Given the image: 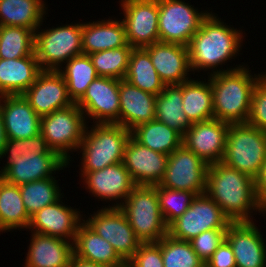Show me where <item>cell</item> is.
<instances>
[{"mask_svg":"<svg viewBox=\"0 0 266 267\" xmlns=\"http://www.w3.org/2000/svg\"><path fill=\"white\" fill-rule=\"evenodd\" d=\"M119 208L142 243H156L168 234L160 211L157 185H136Z\"/></svg>","mask_w":266,"mask_h":267,"instance_id":"obj_6","label":"cell"},{"mask_svg":"<svg viewBox=\"0 0 266 267\" xmlns=\"http://www.w3.org/2000/svg\"><path fill=\"white\" fill-rule=\"evenodd\" d=\"M247 123L266 132V73L258 80L253 90Z\"/></svg>","mask_w":266,"mask_h":267,"instance_id":"obj_43","label":"cell"},{"mask_svg":"<svg viewBox=\"0 0 266 267\" xmlns=\"http://www.w3.org/2000/svg\"><path fill=\"white\" fill-rule=\"evenodd\" d=\"M42 72L35 52L16 59H0V96L22 95Z\"/></svg>","mask_w":266,"mask_h":267,"instance_id":"obj_27","label":"cell"},{"mask_svg":"<svg viewBox=\"0 0 266 267\" xmlns=\"http://www.w3.org/2000/svg\"><path fill=\"white\" fill-rule=\"evenodd\" d=\"M266 159V132L249 123L230 124L222 162L255 179Z\"/></svg>","mask_w":266,"mask_h":267,"instance_id":"obj_7","label":"cell"},{"mask_svg":"<svg viewBox=\"0 0 266 267\" xmlns=\"http://www.w3.org/2000/svg\"><path fill=\"white\" fill-rule=\"evenodd\" d=\"M231 220L206 193L194 197L190 207L168 226V235L190 241L210 229H228Z\"/></svg>","mask_w":266,"mask_h":267,"instance_id":"obj_11","label":"cell"},{"mask_svg":"<svg viewBox=\"0 0 266 267\" xmlns=\"http://www.w3.org/2000/svg\"><path fill=\"white\" fill-rule=\"evenodd\" d=\"M0 166V177L17 186L32 181L55 177L60 170L69 168L68 162L59 154H26L25 156L6 157Z\"/></svg>","mask_w":266,"mask_h":267,"instance_id":"obj_16","label":"cell"},{"mask_svg":"<svg viewBox=\"0 0 266 267\" xmlns=\"http://www.w3.org/2000/svg\"><path fill=\"white\" fill-rule=\"evenodd\" d=\"M205 193L231 222H255L253 215L264 216L255 192V179L223 162L209 165Z\"/></svg>","mask_w":266,"mask_h":267,"instance_id":"obj_2","label":"cell"},{"mask_svg":"<svg viewBox=\"0 0 266 267\" xmlns=\"http://www.w3.org/2000/svg\"><path fill=\"white\" fill-rule=\"evenodd\" d=\"M255 192L259 204L266 208V159L261 166L258 176L255 178Z\"/></svg>","mask_w":266,"mask_h":267,"instance_id":"obj_46","label":"cell"},{"mask_svg":"<svg viewBox=\"0 0 266 267\" xmlns=\"http://www.w3.org/2000/svg\"><path fill=\"white\" fill-rule=\"evenodd\" d=\"M131 135L142 145L166 155L180 147L183 139L179 132L156 119L138 125Z\"/></svg>","mask_w":266,"mask_h":267,"instance_id":"obj_33","label":"cell"},{"mask_svg":"<svg viewBox=\"0 0 266 267\" xmlns=\"http://www.w3.org/2000/svg\"><path fill=\"white\" fill-rule=\"evenodd\" d=\"M29 153H35L36 155L58 154L50 149L45 138L39 133L28 139H7L0 156V161L5 157H21Z\"/></svg>","mask_w":266,"mask_h":267,"instance_id":"obj_41","label":"cell"},{"mask_svg":"<svg viewBox=\"0 0 266 267\" xmlns=\"http://www.w3.org/2000/svg\"><path fill=\"white\" fill-rule=\"evenodd\" d=\"M22 95L40 117L74 104L58 71H42Z\"/></svg>","mask_w":266,"mask_h":267,"instance_id":"obj_21","label":"cell"},{"mask_svg":"<svg viewBox=\"0 0 266 267\" xmlns=\"http://www.w3.org/2000/svg\"><path fill=\"white\" fill-rule=\"evenodd\" d=\"M131 131L119 124H87L77 149L81 153L78 172H93L123 162Z\"/></svg>","mask_w":266,"mask_h":267,"instance_id":"obj_4","label":"cell"},{"mask_svg":"<svg viewBox=\"0 0 266 267\" xmlns=\"http://www.w3.org/2000/svg\"><path fill=\"white\" fill-rule=\"evenodd\" d=\"M24 267H69L73 241L31 232Z\"/></svg>","mask_w":266,"mask_h":267,"instance_id":"obj_25","label":"cell"},{"mask_svg":"<svg viewBox=\"0 0 266 267\" xmlns=\"http://www.w3.org/2000/svg\"><path fill=\"white\" fill-rule=\"evenodd\" d=\"M227 229H210L202 232L189 242L197 256L206 263L217 250V248L226 240Z\"/></svg>","mask_w":266,"mask_h":267,"instance_id":"obj_42","label":"cell"},{"mask_svg":"<svg viewBox=\"0 0 266 267\" xmlns=\"http://www.w3.org/2000/svg\"><path fill=\"white\" fill-rule=\"evenodd\" d=\"M223 21L218 14L210 11L209 15L202 21L199 30L194 34L188 44L190 68L193 76L196 72L207 75L238 69L245 63L234 66L223 64L233 61L240 53L243 45V30L232 27ZM231 60V61H230ZM221 67V69H220ZM211 70V71H210Z\"/></svg>","mask_w":266,"mask_h":267,"instance_id":"obj_1","label":"cell"},{"mask_svg":"<svg viewBox=\"0 0 266 267\" xmlns=\"http://www.w3.org/2000/svg\"><path fill=\"white\" fill-rule=\"evenodd\" d=\"M130 46L126 40L125 26L121 18L112 17L105 20L87 21L82 28L83 54Z\"/></svg>","mask_w":266,"mask_h":267,"instance_id":"obj_26","label":"cell"},{"mask_svg":"<svg viewBox=\"0 0 266 267\" xmlns=\"http://www.w3.org/2000/svg\"><path fill=\"white\" fill-rule=\"evenodd\" d=\"M246 65L225 72L208 75L213 91L214 119L229 124L247 123L253 90L266 73H251Z\"/></svg>","mask_w":266,"mask_h":267,"instance_id":"obj_3","label":"cell"},{"mask_svg":"<svg viewBox=\"0 0 266 267\" xmlns=\"http://www.w3.org/2000/svg\"><path fill=\"white\" fill-rule=\"evenodd\" d=\"M256 222H232L226 240L235 256L237 267H266V239Z\"/></svg>","mask_w":266,"mask_h":267,"instance_id":"obj_20","label":"cell"},{"mask_svg":"<svg viewBox=\"0 0 266 267\" xmlns=\"http://www.w3.org/2000/svg\"><path fill=\"white\" fill-rule=\"evenodd\" d=\"M132 46H123L89 54L98 76L124 79L128 70Z\"/></svg>","mask_w":266,"mask_h":267,"instance_id":"obj_38","label":"cell"},{"mask_svg":"<svg viewBox=\"0 0 266 267\" xmlns=\"http://www.w3.org/2000/svg\"><path fill=\"white\" fill-rule=\"evenodd\" d=\"M58 72L66 81L69 97L76 103L98 77L89 55L81 54L65 63Z\"/></svg>","mask_w":266,"mask_h":267,"instance_id":"obj_35","label":"cell"},{"mask_svg":"<svg viewBox=\"0 0 266 267\" xmlns=\"http://www.w3.org/2000/svg\"><path fill=\"white\" fill-rule=\"evenodd\" d=\"M168 156L139 143L132 135L128 139L123 164L136 185H159L164 177Z\"/></svg>","mask_w":266,"mask_h":267,"instance_id":"obj_19","label":"cell"},{"mask_svg":"<svg viewBox=\"0 0 266 267\" xmlns=\"http://www.w3.org/2000/svg\"><path fill=\"white\" fill-rule=\"evenodd\" d=\"M127 265L129 267H164L161 239L156 243H142Z\"/></svg>","mask_w":266,"mask_h":267,"instance_id":"obj_44","label":"cell"},{"mask_svg":"<svg viewBox=\"0 0 266 267\" xmlns=\"http://www.w3.org/2000/svg\"><path fill=\"white\" fill-rule=\"evenodd\" d=\"M143 48L165 85H180L192 79L187 46L159 41Z\"/></svg>","mask_w":266,"mask_h":267,"instance_id":"obj_22","label":"cell"},{"mask_svg":"<svg viewBox=\"0 0 266 267\" xmlns=\"http://www.w3.org/2000/svg\"><path fill=\"white\" fill-rule=\"evenodd\" d=\"M101 206L83 216V222L97 235L109 242L117 254L127 263L138 250L142 242L137 238L127 217L119 207ZM86 218V219H85Z\"/></svg>","mask_w":266,"mask_h":267,"instance_id":"obj_10","label":"cell"},{"mask_svg":"<svg viewBox=\"0 0 266 267\" xmlns=\"http://www.w3.org/2000/svg\"><path fill=\"white\" fill-rule=\"evenodd\" d=\"M63 198L32 215L27 231L74 242L84 211L63 203Z\"/></svg>","mask_w":266,"mask_h":267,"instance_id":"obj_17","label":"cell"},{"mask_svg":"<svg viewBox=\"0 0 266 267\" xmlns=\"http://www.w3.org/2000/svg\"><path fill=\"white\" fill-rule=\"evenodd\" d=\"M159 41L188 46L208 10L198 9L185 0H158Z\"/></svg>","mask_w":266,"mask_h":267,"instance_id":"obj_9","label":"cell"},{"mask_svg":"<svg viewBox=\"0 0 266 267\" xmlns=\"http://www.w3.org/2000/svg\"><path fill=\"white\" fill-rule=\"evenodd\" d=\"M124 79L131 85L154 95L161 93L166 86L156 72L149 53L144 48L132 49Z\"/></svg>","mask_w":266,"mask_h":267,"instance_id":"obj_34","label":"cell"},{"mask_svg":"<svg viewBox=\"0 0 266 267\" xmlns=\"http://www.w3.org/2000/svg\"><path fill=\"white\" fill-rule=\"evenodd\" d=\"M155 119L179 132L182 136L192 123L183 111L182 83L166 85L155 100Z\"/></svg>","mask_w":266,"mask_h":267,"instance_id":"obj_32","label":"cell"},{"mask_svg":"<svg viewBox=\"0 0 266 267\" xmlns=\"http://www.w3.org/2000/svg\"><path fill=\"white\" fill-rule=\"evenodd\" d=\"M0 112L7 139H28L40 133L41 117L23 95L0 96Z\"/></svg>","mask_w":266,"mask_h":267,"instance_id":"obj_23","label":"cell"},{"mask_svg":"<svg viewBox=\"0 0 266 267\" xmlns=\"http://www.w3.org/2000/svg\"><path fill=\"white\" fill-rule=\"evenodd\" d=\"M73 250L75 256L106 267H124L127 265L112 245L97 235L84 222L78 227L73 242Z\"/></svg>","mask_w":266,"mask_h":267,"instance_id":"obj_28","label":"cell"},{"mask_svg":"<svg viewBox=\"0 0 266 267\" xmlns=\"http://www.w3.org/2000/svg\"><path fill=\"white\" fill-rule=\"evenodd\" d=\"M35 48V32L24 27L0 26V59L31 56Z\"/></svg>","mask_w":266,"mask_h":267,"instance_id":"obj_37","label":"cell"},{"mask_svg":"<svg viewBox=\"0 0 266 267\" xmlns=\"http://www.w3.org/2000/svg\"><path fill=\"white\" fill-rule=\"evenodd\" d=\"M30 218L23 204L19 186L0 177V234L20 229L27 231Z\"/></svg>","mask_w":266,"mask_h":267,"instance_id":"obj_31","label":"cell"},{"mask_svg":"<svg viewBox=\"0 0 266 267\" xmlns=\"http://www.w3.org/2000/svg\"><path fill=\"white\" fill-rule=\"evenodd\" d=\"M230 124L218 119L192 123L182 144L208 165L222 162Z\"/></svg>","mask_w":266,"mask_h":267,"instance_id":"obj_18","label":"cell"},{"mask_svg":"<svg viewBox=\"0 0 266 267\" xmlns=\"http://www.w3.org/2000/svg\"><path fill=\"white\" fill-rule=\"evenodd\" d=\"M264 216H266V208L264 209ZM266 219V218H265Z\"/></svg>","mask_w":266,"mask_h":267,"instance_id":"obj_49","label":"cell"},{"mask_svg":"<svg viewBox=\"0 0 266 267\" xmlns=\"http://www.w3.org/2000/svg\"><path fill=\"white\" fill-rule=\"evenodd\" d=\"M157 194L160 211L167 226L190 207L196 196L193 192L168 189L159 185H157Z\"/></svg>","mask_w":266,"mask_h":267,"instance_id":"obj_40","label":"cell"},{"mask_svg":"<svg viewBox=\"0 0 266 267\" xmlns=\"http://www.w3.org/2000/svg\"><path fill=\"white\" fill-rule=\"evenodd\" d=\"M127 43L133 48H143L159 42L158 0L119 1Z\"/></svg>","mask_w":266,"mask_h":267,"instance_id":"obj_14","label":"cell"},{"mask_svg":"<svg viewBox=\"0 0 266 267\" xmlns=\"http://www.w3.org/2000/svg\"><path fill=\"white\" fill-rule=\"evenodd\" d=\"M161 252L164 267H205L190 242L175 239L168 234L161 238Z\"/></svg>","mask_w":266,"mask_h":267,"instance_id":"obj_39","label":"cell"},{"mask_svg":"<svg viewBox=\"0 0 266 267\" xmlns=\"http://www.w3.org/2000/svg\"><path fill=\"white\" fill-rule=\"evenodd\" d=\"M156 97L125 79L119 80V125L132 131L138 125L154 120Z\"/></svg>","mask_w":266,"mask_h":267,"instance_id":"obj_24","label":"cell"},{"mask_svg":"<svg viewBox=\"0 0 266 267\" xmlns=\"http://www.w3.org/2000/svg\"><path fill=\"white\" fill-rule=\"evenodd\" d=\"M209 165L183 144L169 156L164 177L159 186L193 192H206Z\"/></svg>","mask_w":266,"mask_h":267,"instance_id":"obj_12","label":"cell"},{"mask_svg":"<svg viewBox=\"0 0 266 267\" xmlns=\"http://www.w3.org/2000/svg\"><path fill=\"white\" fill-rule=\"evenodd\" d=\"M182 104L183 111L191 123L213 119V91L210 79L201 80L194 77L183 82Z\"/></svg>","mask_w":266,"mask_h":267,"instance_id":"obj_30","label":"cell"},{"mask_svg":"<svg viewBox=\"0 0 266 267\" xmlns=\"http://www.w3.org/2000/svg\"><path fill=\"white\" fill-rule=\"evenodd\" d=\"M79 176L87 193L97 201L108 202V208L120 207L136 186L123 162L93 172H79Z\"/></svg>","mask_w":266,"mask_h":267,"instance_id":"obj_15","label":"cell"},{"mask_svg":"<svg viewBox=\"0 0 266 267\" xmlns=\"http://www.w3.org/2000/svg\"><path fill=\"white\" fill-rule=\"evenodd\" d=\"M76 105L84 113L88 124H119V80L98 76Z\"/></svg>","mask_w":266,"mask_h":267,"instance_id":"obj_13","label":"cell"},{"mask_svg":"<svg viewBox=\"0 0 266 267\" xmlns=\"http://www.w3.org/2000/svg\"><path fill=\"white\" fill-rule=\"evenodd\" d=\"M87 124L84 113L74 103L42 116L40 134L50 149L66 160L69 166L71 162H75L70 155H74L73 152L80 146Z\"/></svg>","mask_w":266,"mask_h":267,"instance_id":"obj_8","label":"cell"},{"mask_svg":"<svg viewBox=\"0 0 266 267\" xmlns=\"http://www.w3.org/2000/svg\"><path fill=\"white\" fill-rule=\"evenodd\" d=\"M205 267H237L232 247L227 240H224L212 254Z\"/></svg>","mask_w":266,"mask_h":267,"instance_id":"obj_45","label":"cell"},{"mask_svg":"<svg viewBox=\"0 0 266 267\" xmlns=\"http://www.w3.org/2000/svg\"><path fill=\"white\" fill-rule=\"evenodd\" d=\"M46 0H0V26L31 29L34 32L47 19Z\"/></svg>","mask_w":266,"mask_h":267,"instance_id":"obj_29","label":"cell"},{"mask_svg":"<svg viewBox=\"0 0 266 267\" xmlns=\"http://www.w3.org/2000/svg\"><path fill=\"white\" fill-rule=\"evenodd\" d=\"M6 140H7V138H6L5 130H4L3 117H2V114L0 112V156L3 152V148L5 146Z\"/></svg>","mask_w":266,"mask_h":267,"instance_id":"obj_48","label":"cell"},{"mask_svg":"<svg viewBox=\"0 0 266 267\" xmlns=\"http://www.w3.org/2000/svg\"><path fill=\"white\" fill-rule=\"evenodd\" d=\"M57 177L56 175L19 185L23 204L30 217L43 207L57 202L62 196L65 197Z\"/></svg>","mask_w":266,"mask_h":267,"instance_id":"obj_36","label":"cell"},{"mask_svg":"<svg viewBox=\"0 0 266 267\" xmlns=\"http://www.w3.org/2000/svg\"><path fill=\"white\" fill-rule=\"evenodd\" d=\"M43 22L35 31L34 52L42 71H58L75 56L83 54V21L56 27H45Z\"/></svg>","mask_w":266,"mask_h":267,"instance_id":"obj_5","label":"cell"},{"mask_svg":"<svg viewBox=\"0 0 266 267\" xmlns=\"http://www.w3.org/2000/svg\"><path fill=\"white\" fill-rule=\"evenodd\" d=\"M69 267H106L95 262L83 260L74 254L72 255Z\"/></svg>","mask_w":266,"mask_h":267,"instance_id":"obj_47","label":"cell"}]
</instances>
